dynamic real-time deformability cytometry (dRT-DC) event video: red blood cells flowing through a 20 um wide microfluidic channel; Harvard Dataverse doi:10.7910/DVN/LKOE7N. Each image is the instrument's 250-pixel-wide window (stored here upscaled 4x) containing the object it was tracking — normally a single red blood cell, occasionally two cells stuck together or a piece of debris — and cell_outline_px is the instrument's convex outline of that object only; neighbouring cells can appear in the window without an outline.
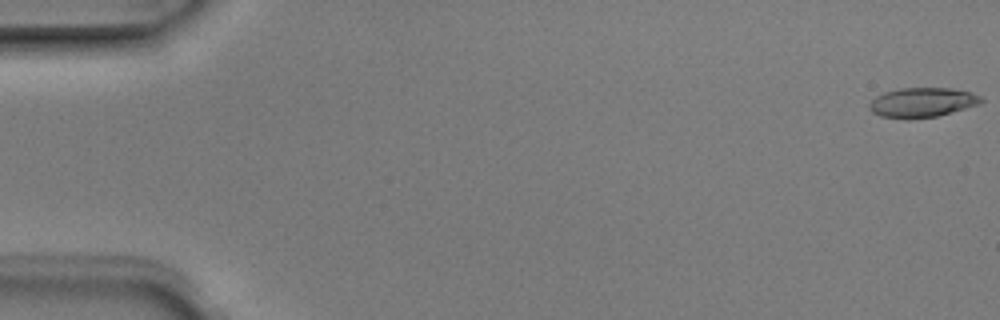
{"species": "Egyptian fruit bat (a non-hibernating species)", "species_latin": "Rousettus aegyptiacus", "temperature_condition": "room temperature", "stored_images_in_passage": 5, "camera_frame_rate_fps": 3000, "um_per_image_px": 0.085, "animal": {"sex": "male"}, "frame": {"image": 1, "passage_image": 1, "time_ms": 0.0, "image_size_px": [1000, 320], "cell_outline_px": [[984, 100], [980, 104], [936, 116], [908, 120], [904, 120], [880, 116], [872, 112], [868, 108], [868, 104], [876, 96], [884, 92], [900, 88], [952, 88], [972, 92], [980, 96]], "centroid_in_image_um": [78.36, 8.71], "position_along_channel_um": 6.6, "area_um2": 19.54}}
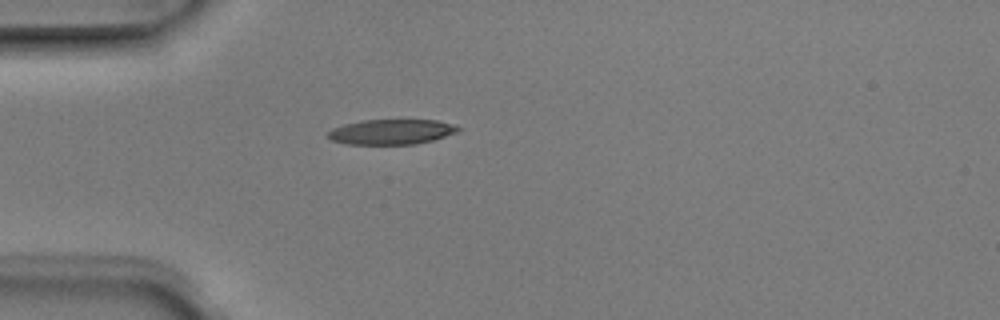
{"frame": {"image": 2, "passage_image": 5, "time_ms": 1.333, "image_size_px": [1000, 320], "cell_outline_px": [[460, 128], [456, 132], [432, 140], [416, 144], [344, 144], [332, 140], [328, 136], [328, 132], [332, 128], [344, 124], [360, 120], [436, 120], [452, 124]], "centroid_in_image_um": [33.22, 11.2], "position_along_channel_um": 51.8, "area_um2": 18.9}}